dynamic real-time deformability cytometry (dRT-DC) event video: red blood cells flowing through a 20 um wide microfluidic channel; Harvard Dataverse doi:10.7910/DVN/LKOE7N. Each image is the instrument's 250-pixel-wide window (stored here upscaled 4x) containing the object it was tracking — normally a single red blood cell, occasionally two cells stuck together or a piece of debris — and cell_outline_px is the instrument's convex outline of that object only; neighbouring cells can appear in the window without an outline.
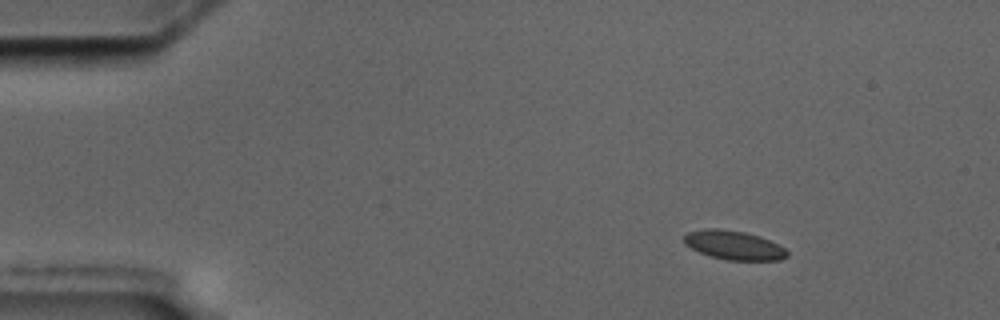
{"species": "common noctule bat (a hibernating species)", "species_latin": "Nyctalus noctula", "temperature_condition": "cold", "stored_images_in_passage": 3, "camera_frame_rate_fps": 3000, "um_per_image_px": 0.085, "animal": {"sex": "male", "body_mass_g": 17.5, "forearm_length_mm": 52.3}, "frame": {"image": 1, "passage_image": 1, "time_ms": 0.0, "image_size_px": [1000, 320], "cell_outline_px": [[788, 256], [780, 260], [728, 260], [712, 256], [700, 252], [684, 244], [684, 236], [688, 232], [704, 228], [716, 228], [744, 232], [760, 236], [784, 248], [788, 252]], "centroid_in_image_um": [62.37, 20.83], "position_along_channel_um": 22.6, "area_um2": 17.22}}